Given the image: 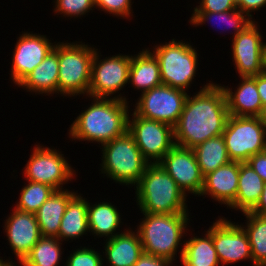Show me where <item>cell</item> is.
<instances>
[{
    "instance_id": "cell-13",
    "label": "cell",
    "mask_w": 266,
    "mask_h": 266,
    "mask_svg": "<svg viewBox=\"0 0 266 266\" xmlns=\"http://www.w3.org/2000/svg\"><path fill=\"white\" fill-rule=\"evenodd\" d=\"M255 22L233 38V61L240 77H254L266 71V43Z\"/></svg>"
},
{
    "instance_id": "cell-40",
    "label": "cell",
    "mask_w": 266,
    "mask_h": 266,
    "mask_svg": "<svg viewBox=\"0 0 266 266\" xmlns=\"http://www.w3.org/2000/svg\"><path fill=\"white\" fill-rule=\"evenodd\" d=\"M256 87L263 107H266V71L256 75Z\"/></svg>"
},
{
    "instance_id": "cell-1",
    "label": "cell",
    "mask_w": 266,
    "mask_h": 266,
    "mask_svg": "<svg viewBox=\"0 0 266 266\" xmlns=\"http://www.w3.org/2000/svg\"><path fill=\"white\" fill-rule=\"evenodd\" d=\"M228 117L223 87L208 83L193 98L187 95L178 122L173 127L175 145L193 149L222 135Z\"/></svg>"
},
{
    "instance_id": "cell-28",
    "label": "cell",
    "mask_w": 266,
    "mask_h": 266,
    "mask_svg": "<svg viewBox=\"0 0 266 266\" xmlns=\"http://www.w3.org/2000/svg\"><path fill=\"white\" fill-rule=\"evenodd\" d=\"M87 217L89 231L91 230L97 236H108V239H110L118 234L113 232L119 227L120 214L111 203L100 202L93 206L88 203Z\"/></svg>"
},
{
    "instance_id": "cell-39",
    "label": "cell",
    "mask_w": 266,
    "mask_h": 266,
    "mask_svg": "<svg viewBox=\"0 0 266 266\" xmlns=\"http://www.w3.org/2000/svg\"><path fill=\"white\" fill-rule=\"evenodd\" d=\"M266 5V0H236L237 9L246 13L247 17H252L250 12L258 10Z\"/></svg>"
},
{
    "instance_id": "cell-37",
    "label": "cell",
    "mask_w": 266,
    "mask_h": 266,
    "mask_svg": "<svg viewBox=\"0 0 266 266\" xmlns=\"http://www.w3.org/2000/svg\"><path fill=\"white\" fill-rule=\"evenodd\" d=\"M246 162L266 182V150L251 156Z\"/></svg>"
},
{
    "instance_id": "cell-7",
    "label": "cell",
    "mask_w": 266,
    "mask_h": 266,
    "mask_svg": "<svg viewBox=\"0 0 266 266\" xmlns=\"http://www.w3.org/2000/svg\"><path fill=\"white\" fill-rule=\"evenodd\" d=\"M222 136L231 161L246 162L266 150V128L260 117L229 115Z\"/></svg>"
},
{
    "instance_id": "cell-41",
    "label": "cell",
    "mask_w": 266,
    "mask_h": 266,
    "mask_svg": "<svg viewBox=\"0 0 266 266\" xmlns=\"http://www.w3.org/2000/svg\"><path fill=\"white\" fill-rule=\"evenodd\" d=\"M259 216L266 217V182L264 184L263 191L256 206L250 211Z\"/></svg>"
},
{
    "instance_id": "cell-3",
    "label": "cell",
    "mask_w": 266,
    "mask_h": 266,
    "mask_svg": "<svg viewBox=\"0 0 266 266\" xmlns=\"http://www.w3.org/2000/svg\"><path fill=\"white\" fill-rule=\"evenodd\" d=\"M137 202L142 213H188L186 193L159 163H150L136 186Z\"/></svg>"
},
{
    "instance_id": "cell-24",
    "label": "cell",
    "mask_w": 266,
    "mask_h": 266,
    "mask_svg": "<svg viewBox=\"0 0 266 266\" xmlns=\"http://www.w3.org/2000/svg\"><path fill=\"white\" fill-rule=\"evenodd\" d=\"M149 51L146 49L135 57L131 56L128 81L137 89H142V93L162 85L158 60Z\"/></svg>"
},
{
    "instance_id": "cell-22",
    "label": "cell",
    "mask_w": 266,
    "mask_h": 266,
    "mask_svg": "<svg viewBox=\"0 0 266 266\" xmlns=\"http://www.w3.org/2000/svg\"><path fill=\"white\" fill-rule=\"evenodd\" d=\"M126 230L108 239L105 253L111 266H133L144 253L138 232Z\"/></svg>"
},
{
    "instance_id": "cell-18",
    "label": "cell",
    "mask_w": 266,
    "mask_h": 266,
    "mask_svg": "<svg viewBox=\"0 0 266 266\" xmlns=\"http://www.w3.org/2000/svg\"><path fill=\"white\" fill-rule=\"evenodd\" d=\"M238 180L239 161H231L204 176L200 196L209 194L216 201L229 206L236 199Z\"/></svg>"
},
{
    "instance_id": "cell-14",
    "label": "cell",
    "mask_w": 266,
    "mask_h": 266,
    "mask_svg": "<svg viewBox=\"0 0 266 266\" xmlns=\"http://www.w3.org/2000/svg\"><path fill=\"white\" fill-rule=\"evenodd\" d=\"M159 164L175 180L184 193L188 190L200 195L204 184V176L201 174L193 149L175 145Z\"/></svg>"
},
{
    "instance_id": "cell-26",
    "label": "cell",
    "mask_w": 266,
    "mask_h": 266,
    "mask_svg": "<svg viewBox=\"0 0 266 266\" xmlns=\"http://www.w3.org/2000/svg\"><path fill=\"white\" fill-rule=\"evenodd\" d=\"M88 202L80 195H74L68 202L61 220L59 240L78 238L89 230L87 217Z\"/></svg>"
},
{
    "instance_id": "cell-35",
    "label": "cell",
    "mask_w": 266,
    "mask_h": 266,
    "mask_svg": "<svg viewBox=\"0 0 266 266\" xmlns=\"http://www.w3.org/2000/svg\"><path fill=\"white\" fill-rule=\"evenodd\" d=\"M131 0H95V6L103 9L106 12L120 15L121 17H128L130 15Z\"/></svg>"
},
{
    "instance_id": "cell-27",
    "label": "cell",
    "mask_w": 266,
    "mask_h": 266,
    "mask_svg": "<svg viewBox=\"0 0 266 266\" xmlns=\"http://www.w3.org/2000/svg\"><path fill=\"white\" fill-rule=\"evenodd\" d=\"M193 151L203 176L231 162L222 135L198 144Z\"/></svg>"
},
{
    "instance_id": "cell-11",
    "label": "cell",
    "mask_w": 266,
    "mask_h": 266,
    "mask_svg": "<svg viewBox=\"0 0 266 266\" xmlns=\"http://www.w3.org/2000/svg\"><path fill=\"white\" fill-rule=\"evenodd\" d=\"M98 57L95 50L88 95L92 98H108L129 82L131 56L117 55L103 61H99Z\"/></svg>"
},
{
    "instance_id": "cell-25",
    "label": "cell",
    "mask_w": 266,
    "mask_h": 266,
    "mask_svg": "<svg viewBox=\"0 0 266 266\" xmlns=\"http://www.w3.org/2000/svg\"><path fill=\"white\" fill-rule=\"evenodd\" d=\"M204 238L193 237L181 250L183 266H218L220 263L212 240V226Z\"/></svg>"
},
{
    "instance_id": "cell-20",
    "label": "cell",
    "mask_w": 266,
    "mask_h": 266,
    "mask_svg": "<svg viewBox=\"0 0 266 266\" xmlns=\"http://www.w3.org/2000/svg\"><path fill=\"white\" fill-rule=\"evenodd\" d=\"M75 192L55 190L35 213L41 236L59 239L62 217Z\"/></svg>"
},
{
    "instance_id": "cell-42",
    "label": "cell",
    "mask_w": 266,
    "mask_h": 266,
    "mask_svg": "<svg viewBox=\"0 0 266 266\" xmlns=\"http://www.w3.org/2000/svg\"><path fill=\"white\" fill-rule=\"evenodd\" d=\"M259 117H260L261 122L266 128V107H263L262 112Z\"/></svg>"
},
{
    "instance_id": "cell-10",
    "label": "cell",
    "mask_w": 266,
    "mask_h": 266,
    "mask_svg": "<svg viewBox=\"0 0 266 266\" xmlns=\"http://www.w3.org/2000/svg\"><path fill=\"white\" fill-rule=\"evenodd\" d=\"M186 91L160 85L141 94L134 109L138 116L174 127L183 110Z\"/></svg>"
},
{
    "instance_id": "cell-23",
    "label": "cell",
    "mask_w": 266,
    "mask_h": 266,
    "mask_svg": "<svg viewBox=\"0 0 266 266\" xmlns=\"http://www.w3.org/2000/svg\"><path fill=\"white\" fill-rule=\"evenodd\" d=\"M265 182L247 162H239V180L236 199L229 205L243 213L251 211L258 203Z\"/></svg>"
},
{
    "instance_id": "cell-32",
    "label": "cell",
    "mask_w": 266,
    "mask_h": 266,
    "mask_svg": "<svg viewBox=\"0 0 266 266\" xmlns=\"http://www.w3.org/2000/svg\"><path fill=\"white\" fill-rule=\"evenodd\" d=\"M192 15L190 21L193 25H200L209 19L218 17L220 21L227 22L233 27L235 30L234 37L253 22L251 18L245 17L247 15L239 9L224 12L194 11Z\"/></svg>"
},
{
    "instance_id": "cell-6",
    "label": "cell",
    "mask_w": 266,
    "mask_h": 266,
    "mask_svg": "<svg viewBox=\"0 0 266 266\" xmlns=\"http://www.w3.org/2000/svg\"><path fill=\"white\" fill-rule=\"evenodd\" d=\"M95 48L83 44H58V93L88 94Z\"/></svg>"
},
{
    "instance_id": "cell-31",
    "label": "cell",
    "mask_w": 266,
    "mask_h": 266,
    "mask_svg": "<svg viewBox=\"0 0 266 266\" xmlns=\"http://www.w3.org/2000/svg\"><path fill=\"white\" fill-rule=\"evenodd\" d=\"M54 191L50 185L29 181L21 191L16 209L35 214Z\"/></svg>"
},
{
    "instance_id": "cell-4",
    "label": "cell",
    "mask_w": 266,
    "mask_h": 266,
    "mask_svg": "<svg viewBox=\"0 0 266 266\" xmlns=\"http://www.w3.org/2000/svg\"><path fill=\"white\" fill-rule=\"evenodd\" d=\"M143 214L137 232L144 253L173 261L189 220L188 213Z\"/></svg>"
},
{
    "instance_id": "cell-8",
    "label": "cell",
    "mask_w": 266,
    "mask_h": 266,
    "mask_svg": "<svg viewBox=\"0 0 266 266\" xmlns=\"http://www.w3.org/2000/svg\"><path fill=\"white\" fill-rule=\"evenodd\" d=\"M163 85L185 91L194 79L197 69V52L191 45L174 39L155 48Z\"/></svg>"
},
{
    "instance_id": "cell-33",
    "label": "cell",
    "mask_w": 266,
    "mask_h": 266,
    "mask_svg": "<svg viewBox=\"0 0 266 266\" xmlns=\"http://www.w3.org/2000/svg\"><path fill=\"white\" fill-rule=\"evenodd\" d=\"M55 12L70 17L84 15L95 6V0H56Z\"/></svg>"
},
{
    "instance_id": "cell-43",
    "label": "cell",
    "mask_w": 266,
    "mask_h": 266,
    "mask_svg": "<svg viewBox=\"0 0 266 266\" xmlns=\"http://www.w3.org/2000/svg\"><path fill=\"white\" fill-rule=\"evenodd\" d=\"M8 265H12V263L11 262H6V261H3V260H1L0 259V266H8Z\"/></svg>"
},
{
    "instance_id": "cell-19",
    "label": "cell",
    "mask_w": 266,
    "mask_h": 266,
    "mask_svg": "<svg viewBox=\"0 0 266 266\" xmlns=\"http://www.w3.org/2000/svg\"><path fill=\"white\" fill-rule=\"evenodd\" d=\"M241 78L242 82L235 93L223 87L229 115L259 117L263 105L256 87V76Z\"/></svg>"
},
{
    "instance_id": "cell-38",
    "label": "cell",
    "mask_w": 266,
    "mask_h": 266,
    "mask_svg": "<svg viewBox=\"0 0 266 266\" xmlns=\"http://www.w3.org/2000/svg\"><path fill=\"white\" fill-rule=\"evenodd\" d=\"M170 264H172V261L168 259L143 253L133 266H168Z\"/></svg>"
},
{
    "instance_id": "cell-5",
    "label": "cell",
    "mask_w": 266,
    "mask_h": 266,
    "mask_svg": "<svg viewBox=\"0 0 266 266\" xmlns=\"http://www.w3.org/2000/svg\"><path fill=\"white\" fill-rule=\"evenodd\" d=\"M102 146V171L116 183L137 185L150 162L143 157L132 135L127 131Z\"/></svg>"
},
{
    "instance_id": "cell-2",
    "label": "cell",
    "mask_w": 266,
    "mask_h": 266,
    "mask_svg": "<svg viewBox=\"0 0 266 266\" xmlns=\"http://www.w3.org/2000/svg\"><path fill=\"white\" fill-rule=\"evenodd\" d=\"M94 104L77 116L70 127L72 138L101 143L110 142L128 131L126 98H93Z\"/></svg>"
},
{
    "instance_id": "cell-15",
    "label": "cell",
    "mask_w": 266,
    "mask_h": 266,
    "mask_svg": "<svg viewBox=\"0 0 266 266\" xmlns=\"http://www.w3.org/2000/svg\"><path fill=\"white\" fill-rule=\"evenodd\" d=\"M212 240L223 266L242 259L252 260L249 238L241 225L220 218L212 226Z\"/></svg>"
},
{
    "instance_id": "cell-29",
    "label": "cell",
    "mask_w": 266,
    "mask_h": 266,
    "mask_svg": "<svg viewBox=\"0 0 266 266\" xmlns=\"http://www.w3.org/2000/svg\"><path fill=\"white\" fill-rule=\"evenodd\" d=\"M246 216V231L252 252L254 266H266V217L256 215L250 211L244 212Z\"/></svg>"
},
{
    "instance_id": "cell-17",
    "label": "cell",
    "mask_w": 266,
    "mask_h": 266,
    "mask_svg": "<svg viewBox=\"0 0 266 266\" xmlns=\"http://www.w3.org/2000/svg\"><path fill=\"white\" fill-rule=\"evenodd\" d=\"M12 213L6 220L5 232L13 252L22 263L42 236L34 213L16 208Z\"/></svg>"
},
{
    "instance_id": "cell-36",
    "label": "cell",
    "mask_w": 266,
    "mask_h": 266,
    "mask_svg": "<svg viewBox=\"0 0 266 266\" xmlns=\"http://www.w3.org/2000/svg\"><path fill=\"white\" fill-rule=\"evenodd\" d=\"M237 9L236 0H202L194 11L224 12Z\"/></svg>"
},
{
    "instance_id": "cell-9",
    "label": "cell",
    "mask_w": 266,
    "mask_h": 266,
    "mask_svg": "<svg viewBox=\"0 0 266 266\" xmlns=\"http://www.w3.org/2000/svg\"><path fill=\"white\" fill-rule=\"evenodd\" d=\"M132 121L128 120V132L132 135L143 157L151 163H159L163 157L175 146L174 130L169 124L146 119L132 114ZM156 159V161H155Z\"/></svg>"
},
{
    "instance_id": "cell-34",
    "label": "cell",
    "mask_w": 266,
    "mask_h": 266,
    "mask_svg": "<svg viewBox=\"0 0 266 266\" xmlns=\"http://www.w3.org/2000/svg\"><path fill=\"white\" fill-rule=\"evenodd\" d=\"M102 264L100 254L85 247L76 250L67 260V266H102Z\"/></svg>"
},
{
    "instance_id": "cell-21",
    "label": "cell",
    "mask_w": 266,
    "mask_h": 266,
    "mask_svg": "<svg viewBox=\"0 0 266 266\" xmlns=\"http://www.w3.org/2000/svg\"><path fill=\"white\" fill-rule=\"evenodd\" d=\"M59 61L58 43L45 59L19 84L29 91L58 93Z\"/></svg>"
},
{
    "instance_id": "cell-16",
    "label": "cell",
    "mask_w": 266,
    "mask_h": 266,
    "mask_svg": "<svg viewBox=\"0 0 266 266\" xmlns=\"http://www.w3.org/2000/svg\"><path fill=\"white\" fill-rule=\"evenodd\" d=\"M45 36L25 33L19 37L13 52L11 75L14 83L19 85L54 49ZM52 44V45H51Z\"/></svg>"
},
{
    "instance_id": "cell-12",
    "label": "cell",
    "mask_w": 266,
    "mask_h": 266,
    "mask_svg": "<svg viewBox=\"0 0 266 266\" xmlns=\"http://www.w3.org/2000/svg\"><path fill=\"white\" fill-rule=\"evenodd\" d=\"M73 170L65 157L56 150L35 147L25 167L28 181L50 185L55 190H62L60 185L73 177Z\"/></svg>"
},
{
    "instance_id": "cell-30",
    "label": "cell",
    "mask_w": 266,
    "mask_h": 266,
    "mask_svg": "<svg viewBox=\"0 0 266 266\" xmlns=\"http://www.w3.org/2000/svg\"><path fill=\"white\" fill-rule=\"evenodd\" d=\"M59 239L41 237L32 247L29 255L21 263L23 266H57L60 260L61 248Z\"/></svg>"
}]
</instances>
